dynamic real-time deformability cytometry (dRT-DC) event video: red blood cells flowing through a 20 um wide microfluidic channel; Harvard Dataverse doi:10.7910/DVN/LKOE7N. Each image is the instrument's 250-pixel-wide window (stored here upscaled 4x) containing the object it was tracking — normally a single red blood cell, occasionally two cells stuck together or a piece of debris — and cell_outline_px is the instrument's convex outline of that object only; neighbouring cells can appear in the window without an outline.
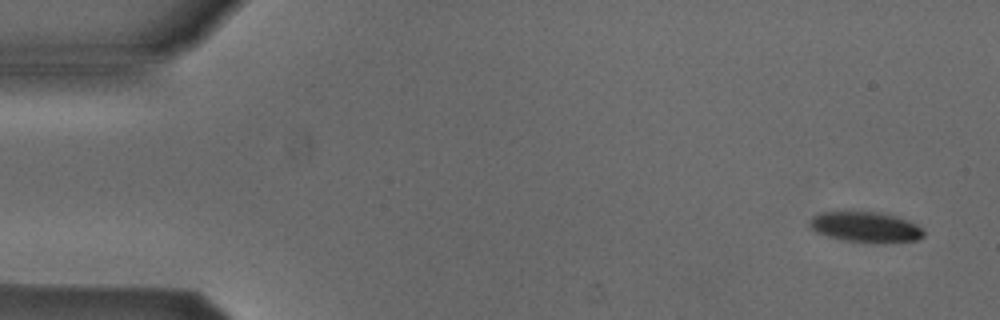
{"species": "Egyptian fruit bat (a non-hibernating species)", "species_latin": "Rousettus aegyptiacus", "temperature_condition": "cold", "stored_images_in_passage": 26, "camera_frame_rate_fps": 3000, "um_per_image_px": 0.085, "animal": {"sex": "male"}, "frame": {"image": 1, "passage_image": 1, "time_ms": 0.0, "image_size_px": [1000, 320], "cell_outline_px": [[924, 236], [916, 240], [844, 240], [828, 236], [816, 232], [808, 224], [812, 216], [820, 212], [876, 212], [896, 216], [908, 220], [924, 228]], "centroid_in_image_um": [73.54, 19.25], "position_along_channel_um": 11.5, "area_um2": 19.36}}
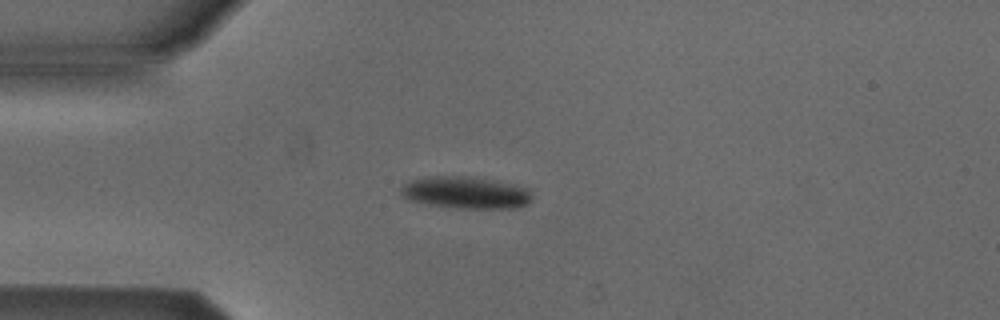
{"frame": {"image": 2, "passage_image": 12, "time_ms": 3.667, "image_size_px": [1000, 320], "cell_outline_px": [[532, 200], [528, 204], [516, 208], [460, 208], [428, 204], [408, 200], [400, 196], [400, 188], [408, 180], [424, 176], [468, 176], [492, 180], [528, 188], [532, 192]], "centroid_in_image_um": [39.55, 16.36], "position_along_channel_um": 45.5, "area_um2": 24.74}}